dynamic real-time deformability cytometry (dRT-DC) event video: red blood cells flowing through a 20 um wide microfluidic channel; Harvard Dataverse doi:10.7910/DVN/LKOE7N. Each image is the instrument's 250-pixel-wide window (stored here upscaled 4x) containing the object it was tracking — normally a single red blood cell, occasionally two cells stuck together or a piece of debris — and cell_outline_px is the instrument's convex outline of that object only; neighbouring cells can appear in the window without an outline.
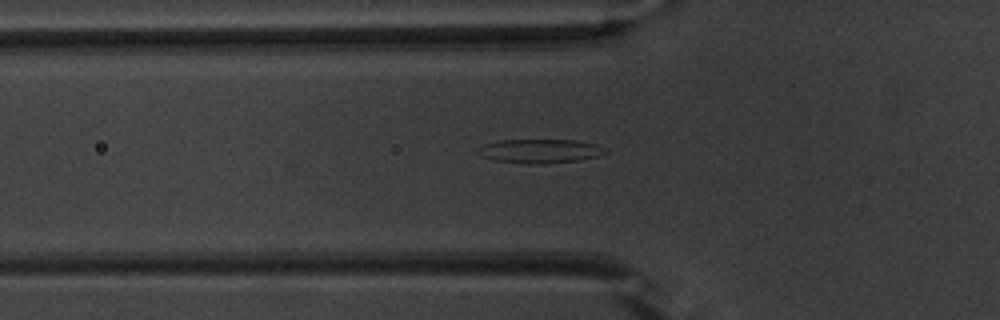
{"species": "common noctule bat (a hibernating species)", "species_latin": "Nyctalus noctula", "temperature_condition": "warm", "stored_images_in_passage": 49, "camera_frame_rate_fps": 3000, "um_per_image_px": 0.085, "animal": {"sex": "male", "body_mass_g": 20.1, "forearm_length_mm": 53.5}, "frame": {"image": 1, "passage_image": 18, "time_ms": 5.667, "image_size_px": [1000, 320], "cell_outline_px": [[608, 152], [596, 156], [580, 160], [544, 164], [524, 164], [492, 160], [480, 156], [476, 152], [484, 144], [500, 140], [576, 140], [596, 144], [604, 148]], "centroid_in_image_um": [45.86, 12.85], "position_along_channel_um": 79.9, "area_um2": 17.92}}
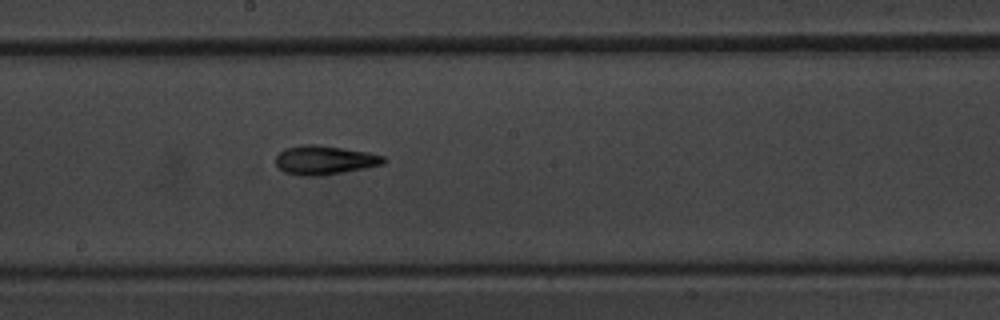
{"frame": {"image": 2, "passage_image": 29, "time_ms": 9.333, "image_size_px": [1000, 320], "cell_outline_px": [[388, 160], [384, 164], [364, 168], [320, 176], [300, 176], [284, 172], [276, 164], [276, 156], [284, 148], [300, 144], [316, 144], [344, 148], [368, 152], [384, 156]], "centroid_in_image_um": [27.58, 13.6], "position_along_channel_um": 220.6, "area_um2": 18.38}}
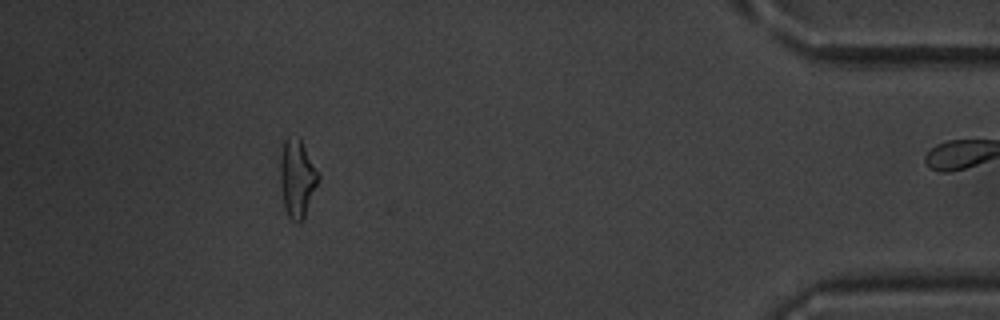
{"frame": {"image": 3, "passage_image": 48, "time_ms": 15.667, "image_size_px": [1000, 320], "cell_outline_px": [[320, 180], [304, 216], [300, 224], [296, 224], [288, 216], [284, 208], [280, 180], [280, 156], [284, 140], [288, 136], [300, 136], [320, 172]], "centroid_in_image_um": [25.28, 15.11], "position_along_channel_um": 409.9, "area_um2": 17.86}}